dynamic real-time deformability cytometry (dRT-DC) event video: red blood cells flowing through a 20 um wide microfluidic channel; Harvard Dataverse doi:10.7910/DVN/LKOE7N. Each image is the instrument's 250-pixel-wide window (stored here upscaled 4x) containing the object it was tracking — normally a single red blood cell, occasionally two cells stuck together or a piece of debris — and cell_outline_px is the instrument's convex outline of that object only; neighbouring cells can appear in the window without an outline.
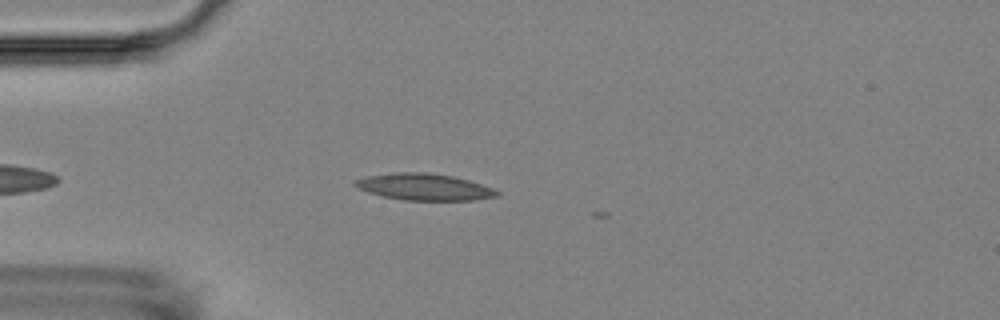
{"species": "Egyptian fruit bat (a non-hibernating species)", "species_latin": "Rousettus aegyptiacus", "temperature_condition": "room temperature", "stored_images_in_passage": 4, "camera_frame_rate_fps": 3000, "um_per_image_px": 0.085, "animal": {"sex": "female"}, "frame": {"image": 1, "passage_image": 2, "time_ms": 1.333, "image_size_px": [1000, 320], "cell_outline_px": [[500, 192], [496, 196], [472, 200], [404, 200], [384, 196], [368, 192], [352, 184], [352, 180], [364, 176], [392, 172], [428, 172], [452, 176], [468, 180], [492, 188]], "centroid_in_image_um": [35.99, 15.87], "position_along_channel_um": 49.0, "area_um2": 21.96}}